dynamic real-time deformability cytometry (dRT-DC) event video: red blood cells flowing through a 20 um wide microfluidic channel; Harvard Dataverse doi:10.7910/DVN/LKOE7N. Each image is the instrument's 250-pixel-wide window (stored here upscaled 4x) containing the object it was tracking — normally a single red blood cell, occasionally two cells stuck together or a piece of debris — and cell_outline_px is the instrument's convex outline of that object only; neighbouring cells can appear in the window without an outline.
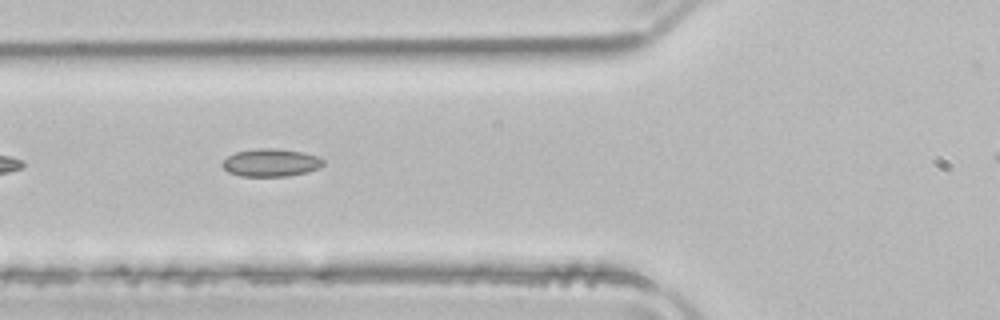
{"species": "common noctule bat (a hibernating species)", "species_latin": "Nyctalus noctula", "temperature_condition": "room temperature", "stored_images_in_passage": 32, "camera_frame_rate_fps": 3000, "um_per_image_px": 0.085, "animal": {"sex": "male", "body_mass_g": 21.5, "forearm_length_mm": 52.0}, "frame": {"image": 1, "passage_image": 5, "time_ms": 1.333, "image_size_px": [1000, 320], "cell_outline_px": [[324, 164], [320, 168], [288, 176], [240, 176], [228, 172], [220, 164], [228, 156], [236, 152], [260, 148], [276, 148], [304, 152], [316, 156], [324, 160]], "centroid_in_image_um": [23.02, 13.82], "position_along_channel_um": 102.8, "area_um2": 16.3}}
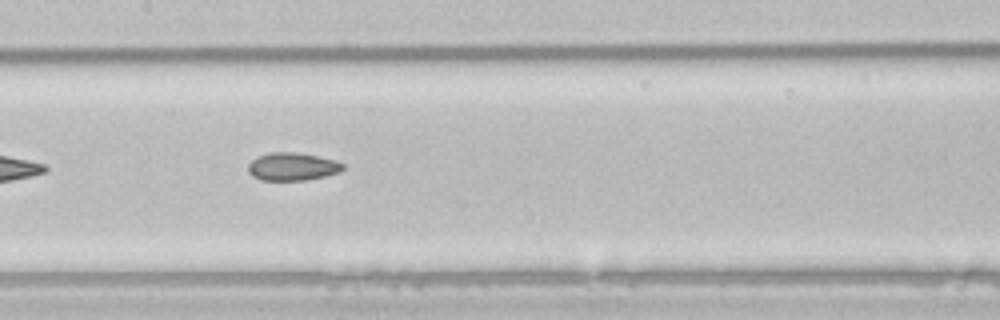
{"frame": {"image": 2, "passage_image": 11, "time_ms": 3.333, "image_size_px": [1000, 320], "cell_outline_px": [[344, 168], [340, 172], [324, 176], [304, 180], [260, 180], [252, 176], [248, 172], [248, 164], [252, 160], [268, 152], [296, 152], [336, 160], [344, 164]], "centroid_in_image_um": [24.84, 14.16], "position_along_channel_um": 182.6, "area_um2": 15.37}}
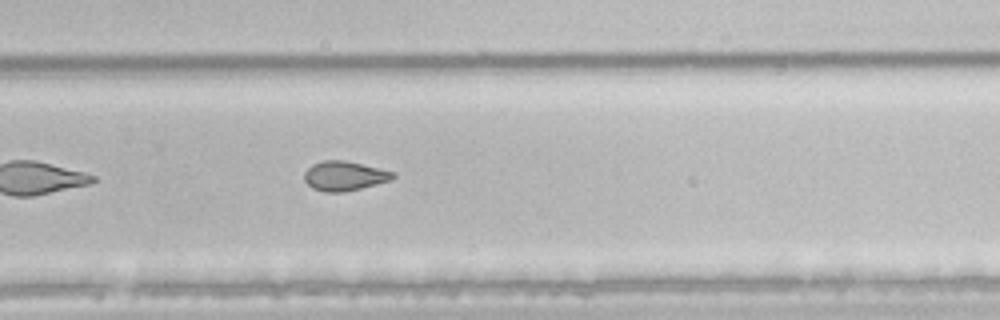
{"frame": {"image": 3, "passage_image": 20, "time_ms": 6.333, "image_size_px": [1000, 320], "cell_outline_px": [[396, 176], [392, 180], [344, 192], [324, 192], [312, 188], [304, 180], [304, 172], [312, 164], [324, 160], [344, 160], [396, 172]], "centroid_in_image_um": [29.27, 14.95], "position_along_channel_um": 300.5, "area_um2": 15.26}}